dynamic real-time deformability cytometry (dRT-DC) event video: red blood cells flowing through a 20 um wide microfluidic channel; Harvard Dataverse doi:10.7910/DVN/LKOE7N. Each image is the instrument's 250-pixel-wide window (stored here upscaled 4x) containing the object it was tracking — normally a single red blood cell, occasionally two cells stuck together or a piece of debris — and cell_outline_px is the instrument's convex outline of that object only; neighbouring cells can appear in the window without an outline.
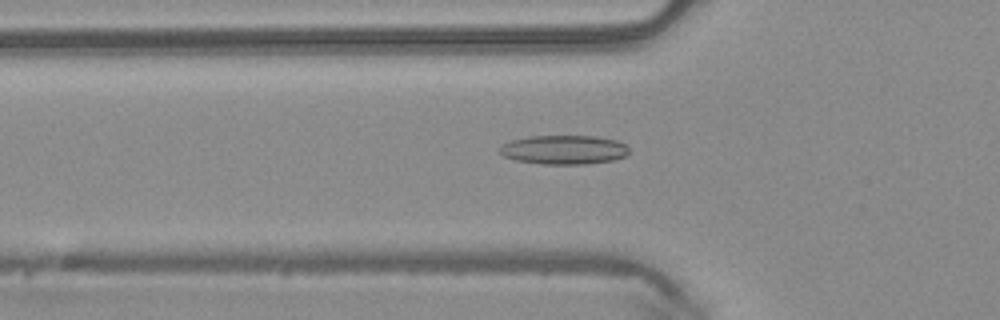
{"species": "common noctule bat (a hibernating species)", "species_latin": "Nyctalus noctula", "temperature_condition": "warm", "stored_images_in_passage": 34, "camera_frame_rate_fps": 3000, "um_per_image_px": 0.085, "animal": {"sex": "male", "body_mass_g": 20.4}, "frame": {"image": 1, "passage_image": 2, "time_ms": 0.333, "image_size_px": [1000, 320], "cell_outline_px": [[628, 152], [624, 156], [612, 160], [584, 164], [540, 164], [516, 160], [504, 156], [496, 152], [500, 144], [512, 140], [528, 136], [596, 136], [616, 140], [624, 144], [628, 148]], "centroid_in_image_um": [47.85, 12.72], "position_along_channel_um": 77.9, "area_um2": 22.02}}
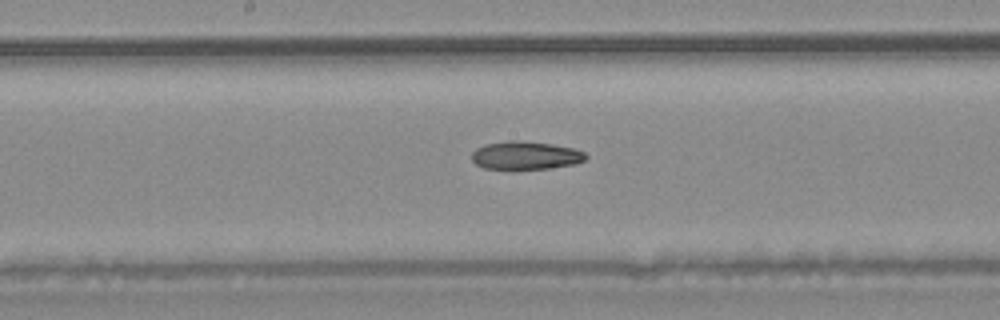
{"frame": {"image": 2, "passage_image": 11, "time_ms": 3.333, "image_size_px": [1000, 320], "cell_outline_px": [[588, 156], [584, 160], [576, 164], [548, 168], [512, 172], [484, 168], [476, 164], [472, 160], [472, 152], [476, 148], [484, 144], [508, 140], [516, 140], [552, 144], [572, 148], [584, 152]], "centroid_in_image_um": [44.62, 13.25], "position_along_channel_um": 203.6, "area_um2": 19.42}}
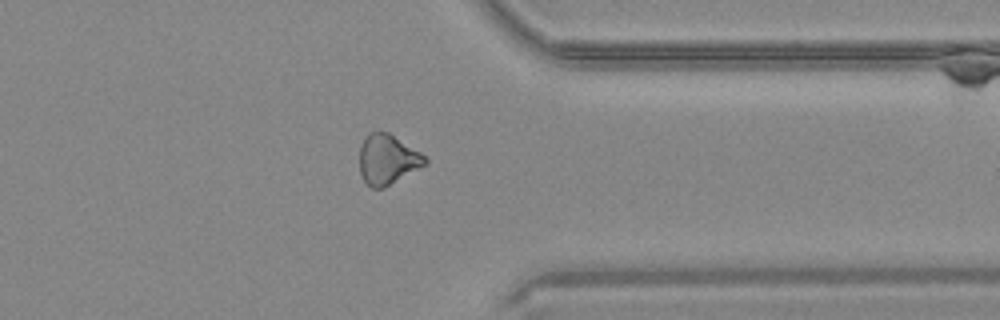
{"frame": {"image": 3, "passage_image": 24, "time_ms": 7.667, "image_size_px": [1000, 320], "cell_outline_px": [[428, 164], [384, 188], [372, 188], [364, 180], [360, 172], [360, 148], [368, 132], [388, 132], [420, 152], [428, 160]], "centroid_in_image_um": [32.96, 13.56], "position_along_channel_um": 378.4, "area_um2": 18.96}}